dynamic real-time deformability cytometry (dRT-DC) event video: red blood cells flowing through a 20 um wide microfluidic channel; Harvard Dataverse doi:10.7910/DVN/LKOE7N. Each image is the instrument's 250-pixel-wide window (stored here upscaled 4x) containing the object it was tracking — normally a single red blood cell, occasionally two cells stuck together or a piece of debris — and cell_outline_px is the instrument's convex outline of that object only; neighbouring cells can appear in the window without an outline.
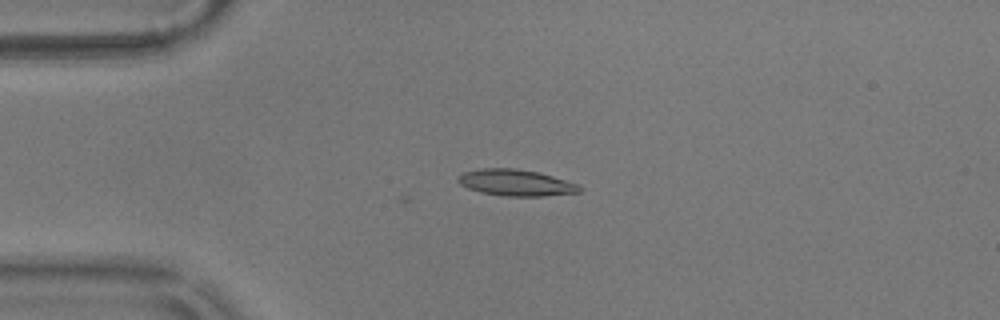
{"species": "common noctule bat (a hibernating species)", "species_latin": "Nyctalus noctula", "temperature_condition": "warm", "stored_images_in_passage": 8, "camera_frame_rate_fps": 3000, "um_per_image_px": 0.085, "animal": {"sex": "male", "body_mass_g": 17.9}, "frame": {"image": 1, "passage_image": 1, "time_ms": 0.0, "image_size_px": [1000, 320], "cell_outline_px": [[584, 188], [580, 192], [544, 196], [504, 196], [480, 192], [468, 188], [460, 184], [456, 180], [456, 176], [464, 172], [480, 168], [516, 168], [540, 172], [580, 184]], "centroid_in_image_um": [43.87, 15.52], "position_along_channel_um": 41.1, "area_um2": 19.02}}